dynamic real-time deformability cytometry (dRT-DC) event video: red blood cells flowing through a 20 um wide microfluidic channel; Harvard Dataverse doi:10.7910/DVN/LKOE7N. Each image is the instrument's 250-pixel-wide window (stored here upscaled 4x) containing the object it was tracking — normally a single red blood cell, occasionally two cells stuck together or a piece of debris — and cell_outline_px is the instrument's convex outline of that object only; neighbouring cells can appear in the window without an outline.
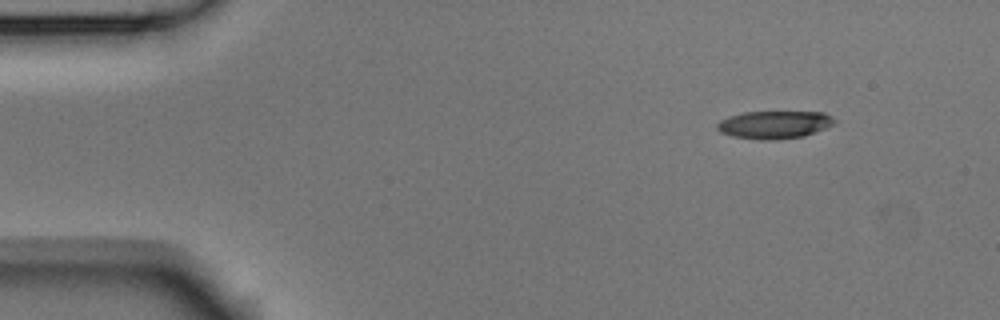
{"species": "Egyptian fruit bat (a non-hibernating species)", "species_latin": "Rousettus aegyptiacus", "temperature_condition": "room temperature", "stored_images_in_passage": 48, "camera_frame_rate_fps": 3000, "um_per_image_px": 0.085, "animal": {"sex": "male"}, "frame": {"image": 1, "passage_image": 1, "time_ms": 0.0, "image_size_px": [1000, 320], "cell_outline_px": [[836, 124], [816, 132], [804, 136], [776, 140], [760, 140], [732, 136], [720, 132], [716, 128], [716, 124], [720, 120], [728, 116], [744, 112], [824, 112], [832, 116], [836, 120]], "centroid_in_image_um": [65.83, 10.6], "position_along_channel_um": 19.2, "area_um2": 19.25}}
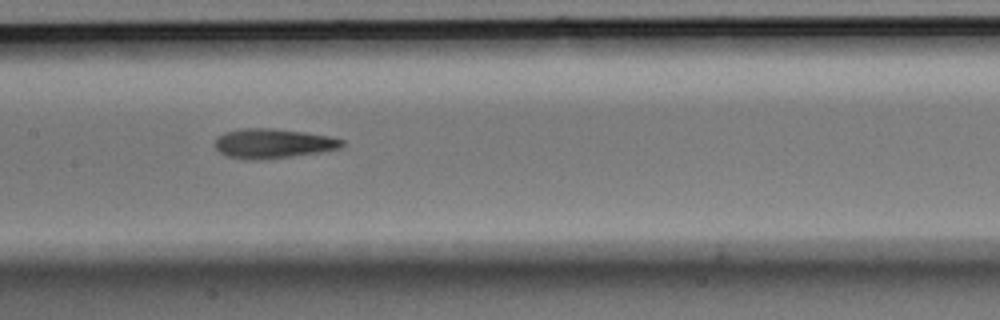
{"frame": {"image": 2, "passage_image": 21, "time_ms": 6.667, "image_size_px": [1000, 320], "cell_outline_px": [[344, 144], [340, 148], [320, 152], [268, 160], [244, 160], [228, 156], [220, 152], [212, 144], [216, 136], [224, 132], [244, 128], [272, 128], [304, 132], [328, 136], [344, 140]], "centroid_in_image_um": [23.15, 12.2], "position_along_channel_um": 184.3, "area_um2": 22.25}}
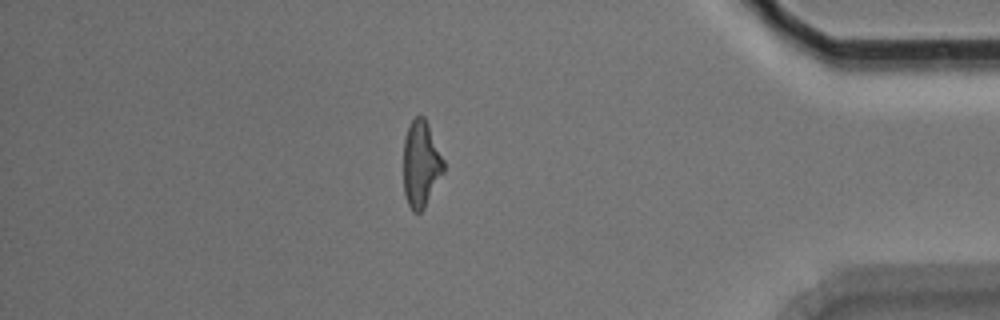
{"frame": {"image": 3, "passage_image": 41, "time_ms": 13.333, "image_size_px": [1000, 320], "cell_outline_px": [[444, 172], [424, 208], [420, 212], [412, 212], [408, 204], [404, 192], [404, 136], [412, 120], [416, 116], [424, 116], [428, 124], [444, 160]], "centroid_in_image_um": [35.78, 13.95], "position_along_channel_um": 399.4, "area_um2": 20.11}, "authors_computed_cell_mechanics": {"area_um2": 20.808, "velocity_mm_per_s": 3.7694, "shape_relaxation_time_tau1_ms": 4.6293, "shape_relaxation_time_tau2_ms": 4.0337, "deformation_change_tau1": 0.1817, "deformation_change_tau2": 0.142}}